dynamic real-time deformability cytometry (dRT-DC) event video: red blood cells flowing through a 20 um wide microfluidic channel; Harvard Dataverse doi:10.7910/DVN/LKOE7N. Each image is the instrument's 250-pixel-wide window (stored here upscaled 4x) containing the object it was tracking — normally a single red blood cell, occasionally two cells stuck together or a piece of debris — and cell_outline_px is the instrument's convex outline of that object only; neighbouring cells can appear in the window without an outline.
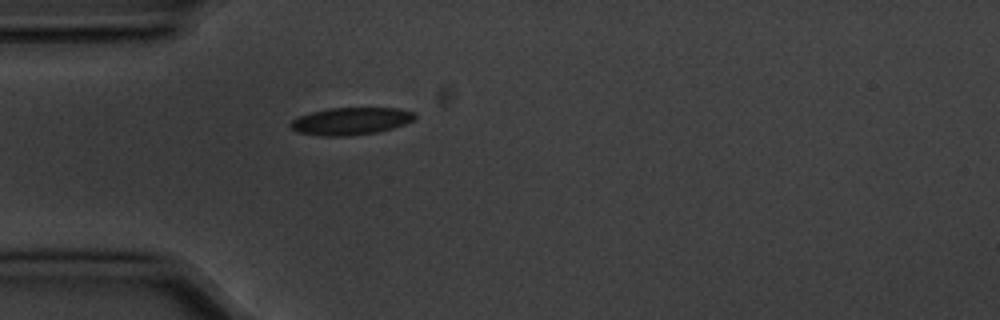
{"species": "common noctule bat (a hibernating species)", "species_latin": "Nyctalus noctula", "temperature_condition": "cold", "stored_images_in_passage": 1, "camera_frame_rate_fps": 3000, "um_per_image_px": 0.085, "animal": {"sex": "male", "body_mass_g": 20.1, "forearm_length_mm": 53.5}, "frame": {"image": 1, "passage_image": 1, "time_ms": 0.0, "image_size_px": [1000, 320], "cell_outline_px": [[416, 116], [412, 120], [404, 124], [392, 128], [376, 132], [348, 136], [320, 136], [296, 132], [288, 124], [292, 120], [300, 116], [312, 112], [328, 108], [400, 108], [412, 112]], "centroid_in_image_um": [29.78, 10.3], "position_along_channel_um": 55.2, "area_um2": 19.71}}